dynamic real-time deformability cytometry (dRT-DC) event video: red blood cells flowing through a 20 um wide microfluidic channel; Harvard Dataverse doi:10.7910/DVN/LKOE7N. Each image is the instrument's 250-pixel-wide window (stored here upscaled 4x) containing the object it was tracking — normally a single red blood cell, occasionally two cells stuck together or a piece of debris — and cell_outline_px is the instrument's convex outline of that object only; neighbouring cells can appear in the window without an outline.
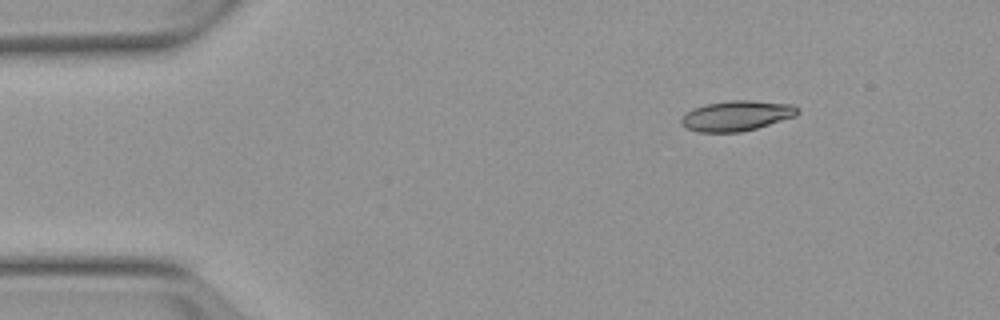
{"species": "Egyptian fruit bat (a non-hibernating species)", "species_latin": "Rousettus aegyptiacus", "temperature_condition": "warm", "stored_images_in_passage": 3, "camera_frame_rate_fps": 3000, "um_per_image_px": 0.085, "animal": {"sex": "female"}, "frame": {"image": 1, "passage_image": 1, "time_ms": 0.0, "image_size_px": [1000, 320], "cell_outline_px": [[800, 112], [796, 116], [756, 128], [740, 132], [700, 132], [688, 128], [680, 120], [692, 108], [704, 104], [732, 100], [752, 100], [792, 104], [800, 108]], "centroid_in_image_um": [62.67, 9.82], "position_along_channel_um": 22.3, "area_um2": 20.4}}
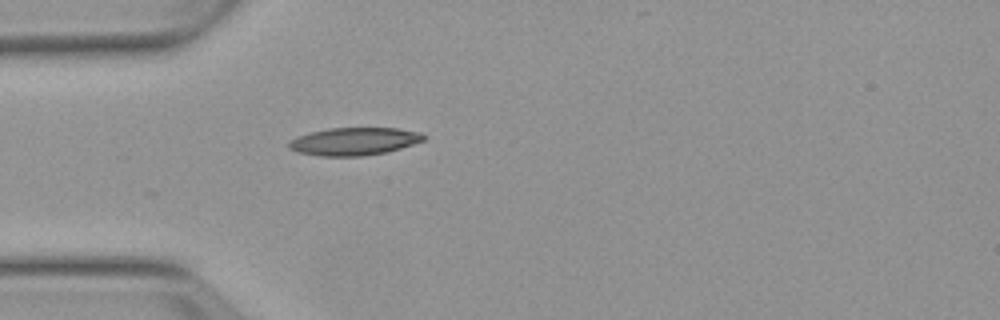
{"frame": {"image": 2, "passage_image": 3, "time_ms": 2.667, "image_size_px": [1000, 320], "cell_outline_px": [[424, 140], [400, 148], [384, 152], [360, 156], [320, 156], [296, 152], [288, 148], [288, 144], [296, 136], [328, 128], [396, 128], [420, 132], [424, 136]], "centroid_in_image_um": [30.05, 12.01], "position_along_channel_um": 54.9, "area_um2": 21.56}}